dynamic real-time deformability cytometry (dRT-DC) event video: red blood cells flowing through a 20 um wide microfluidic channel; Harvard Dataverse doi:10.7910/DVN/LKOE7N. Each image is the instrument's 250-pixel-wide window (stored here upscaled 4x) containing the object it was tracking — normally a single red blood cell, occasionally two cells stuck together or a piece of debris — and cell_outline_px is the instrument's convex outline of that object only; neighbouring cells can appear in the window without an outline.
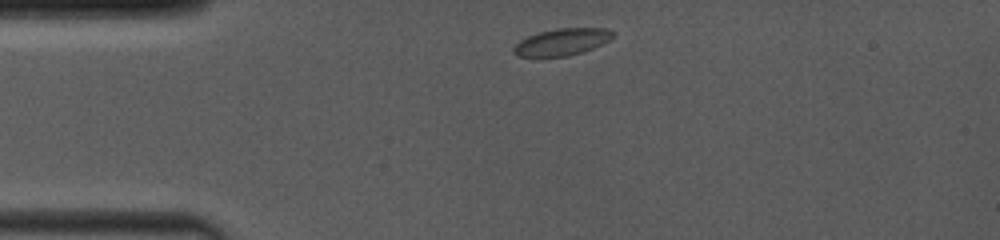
{"species": "common noctule bat (a hibernating species)", "species_latin": "Nyctalus noctula", "temperature_condition": "room temperature", "stored_images_in_passage": 32, "camera_frame_rate_fps": 4000, "um_per_image_px": 0.085, "animal": {"sex": "female", "body_mass_g": 19.0, "forearm_length_mm": 53.3}, "frame": {"image": 1, "passage_image": 1, "time_ms": 0.0, "image_size_px": [1000, 240], "cell_outline_px": [[616, 32], [608, 40], [592, 48], [568, 56], [516, 56], [512, 52], [512, 48], [520, 40], [528, 36], [540, 32], [560, 28], [604, 28]], "centroid_in_image_um": [47.73, 3.56], "position_along_channel_um": 37.3, "area_um2": 15.26}}
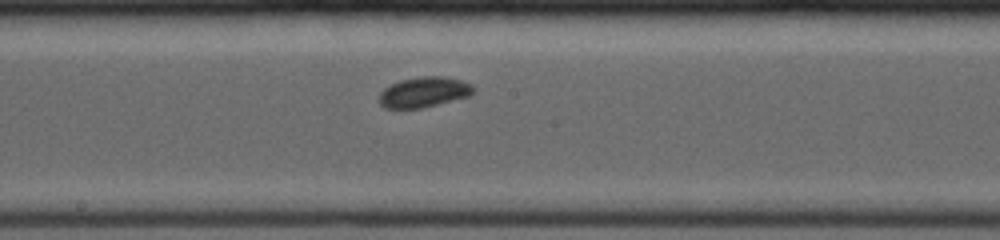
{"frame": {"image": 2, "passage_image": 14, "time_ms": 5.25, "image_size_px": [1000, 240], "cell_outline_px": [[476, 92], [468, 96], [420, 108], [384, 108], [380, 104], [380, 92], [384, 88], [400, 80], [420, 76], [440, 76], [460, 80], [472, 84], [476, 88]], "centroid_in_image_um": [36.05, 7.82], "position_along_channel_um": 212.2, "area_um2": 16.53}}
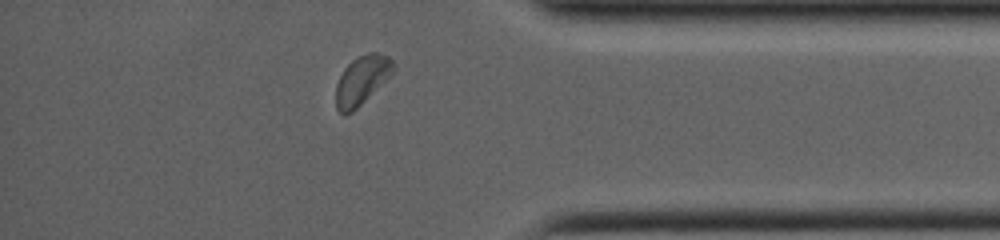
{"frame": {"image": 3, "passage_image": 28, "time_ms": 10.25, "image_size_px": [1000, 240], "cell_outline_px": [[396, 68], [352, 112], [344, 116], [336, 108], [336, 84], [344, 68], [352, 60], [368, 52], [376, 52], [388, 56], [396, 64]], "centroid_in_image_um": [30.73, 6.79], "position_along_channel_um": 404.5, "area_um2": 15.95}, "authors_computed_cell_mechanics": {"area_um2": 15.895, "velocity_mm_per_s": 3.9814, "shape_relaxation_time_tau1_ms": 1.6962, "shape_relaxation_time_tau2_ms": null, "deformation_change_tau1": 0.0619, "deformation_change_tau2": null}}